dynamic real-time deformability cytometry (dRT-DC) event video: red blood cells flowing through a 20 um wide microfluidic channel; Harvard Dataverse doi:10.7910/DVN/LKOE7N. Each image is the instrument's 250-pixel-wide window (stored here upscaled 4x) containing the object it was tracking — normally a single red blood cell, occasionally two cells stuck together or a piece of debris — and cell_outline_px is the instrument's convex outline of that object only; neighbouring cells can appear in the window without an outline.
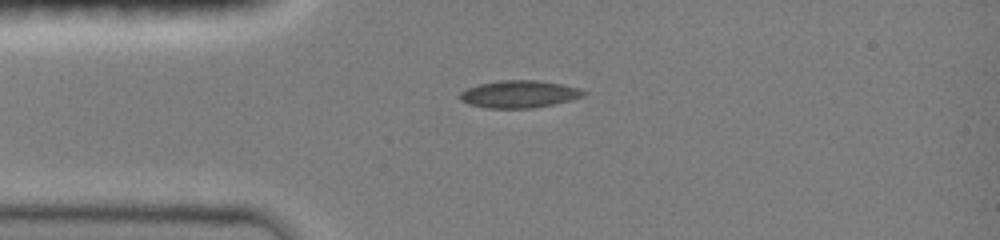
{"species": "common noctule bat (a hibernating species)", "species_latin": "Nyctalus noctula", "temperature_condition": "room temperature", "stored_images_in_passage": 6, "camera_frame_rate_fps": 3000, "um_per_image_px": 0.085, "animal": {"sex": "female", "body_mass_g": 19.0, "forearm_length_mm": 51.5}, "frame": {"image": 1, "passage_image": 5, "time_ms": 2.667, "image_size_px": [1000, 240], "cell_outline_px": [[588, 92], [584, 96], [552, 104], [532, 108], [488, 108], [468, 104], [460, 100], [460, 92], [468, 88], [480, 84], [500, 80], [536, 80], [560, 84], [576, 88]], "centroid_in_image_um": [44.09, 8.0], "position_along_channel_um": 40.9, "area_um2": 19.42}}